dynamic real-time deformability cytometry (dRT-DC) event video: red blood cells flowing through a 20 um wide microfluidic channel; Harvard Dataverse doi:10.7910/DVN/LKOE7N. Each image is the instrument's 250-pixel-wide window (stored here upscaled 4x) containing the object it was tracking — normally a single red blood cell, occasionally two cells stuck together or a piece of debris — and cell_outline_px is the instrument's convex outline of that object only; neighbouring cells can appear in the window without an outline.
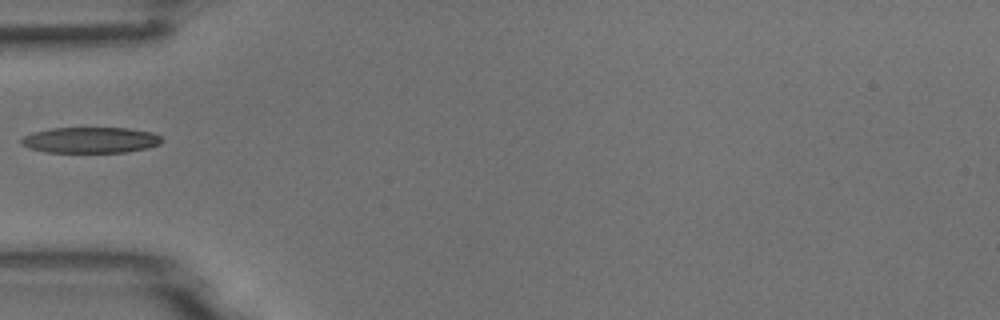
{"species": "common noctule bat (a hibernating species)", "species_latin": "Nyctalus noctula", "temperature_condition": "room temperature", "stored_images_in_passage": 1, "camera_frame_rate_fps": 3000, "um_per_image_px": 0.085, "animal": {"sex": "male", "body_mass_g": 18.8}, "frame": {"image": 1, "passage_image": 1, "time_ms": 0.0, "image_size_px": [1000, 320], "cell_outline_px": [[164, 140], [160, 144], [148, 148], [128, 152], [48, 152], [32, 148], [20, 144], [20, 140], [24, 136], [32, 132], [52, 128], [128, 128], [152, 132], [160, 136]], "centroid_in_image_um": [7.73, 11.9], "position_along_channel_um": 77.3, "area_um2": 21.21}}